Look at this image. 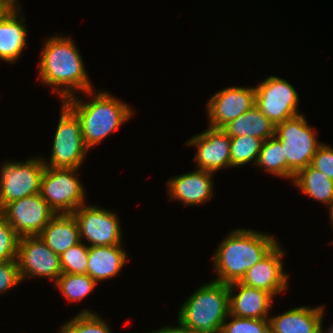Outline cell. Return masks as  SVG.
<instances>
[{"label": "cell", "mask_w": 333, "mask_h": 333, "mask_svg": "<svg viewBox=\"0 0 333 333\" xmlns=\"http://www.w3.org/2000/svg\"><path fill=\"white\" fill-rule=\"evenodd\" d=\"M17 260L0 262V294L21 283Z\"/></svg>", "instance_id": "4dcf8cb0"}, {"label": "cell", "mask_w": 333, "mask_h": 333, "mask_svg": "<svg viewBox=\"0 0 333 333\" xmlns=\"http://www.w3.org/2000/svg\"><path fill=\"white\" fill-rule=\"evenodd\" d=\"M285 252L278 243L262 260L246 271L240 283L270 293L274 298L285 292L288 277L284 271Z\"/></svg>", "instance_id": "9a60e30c"}, {"label": "cell", "mask_w": 333, "mask_h": 333, "mask_svg": "<svg viewBox=\"0 0 333 333\" xmlns=\"http://www.w3.org/2000/svg\"><path fill=\"white\" fill-rule=\"evenodd\" d=\"M0 214L21 238L39 235L56 215L40 194H34L6 204Z\"/></svg>", "instance_id": "8fae6325"}, {"label": "cell", "mask_w": 333, "mask_h": 333, "mask_svg": "<svg viewBox=\"0 0 333 333\" xmlns=\"http://www.w3.org/2000/svg\"><path fill=\"white\" fill-rule=\"evenodd\" d=\"M214 173L196 169L193 172L173 176L166 186L169 199H174L187 206L205 204L214 195ZM172 199V200H171Z\"/></svg>", "instance_id": "2e32d148"}, {"label": "cell", "mask_w": 333, "mask_h": 333, "mask_svg": "<svg viewBox=\"0 0 333 333\" xmlns=\"http://www.w3.org/2000/svg\"><path fill=\"white\" fill-rule=\"evenodd\" d=\"M231 138V168L240 167L249 162L255 166L263 140L252 136H238Z\"/></svg>", "instance_id": "4316f807"}, {"label": "cell", "mask_w": 333, "mask_h": 333, "mask_svg": "<svg viewBox=\"0 0 333 333\" xmlns=\"http://www.w3.org/2000/svg\"><path fill=\"white\" fill-rule=\"evenodd\" d=\"M77 168L45 166L39 194L55 214H72L86 204L85 188L77 177Z\"/></svg>", "instance_id": "52a82bcc"}, {"label": "cell", "mask_w": 333, "mask_h": 333, "mask_svg": "<svg viewBox=\"0 0 333 333\" xmlns=\"http://www.w3.org/2000/svg\"><path fill=\"white\" fill-rule=\"evenodd\" d=\"M59 115L50 159L42 160L50 168L79 169L89 150L84 144L80 119L64 102Z\"/></svg>", "instance_id": "8992f818"}, {"label": "cell", "mask_w": 333, "mask_h": 333, "mask_svg": "<svg viewBox=\"0 0 333 333\" xmlns=\"http://www.w3.org/2000/svg\"><path fill=\"white\" fill-rule=\"evenodd\" d=\"M275 129L276 126L256 105L223 128L230 137L252 136L263 141L274 137Z\"/></svg>", "instance_id": "7402d4cb"}, {"label": "cell", "mask_w": 333, "mask_h": 333, "mask_svg": "<svg viewBox=\"0 0 333 333\" xmlns=\"http://www.w3.org/2000/svg\"><path fill=\"white\" fill-rule=\"evenodd\" d=\"M82 94L87 97L93 96V99L84 102L76 97V93L64 103L80 119L84 144L90 150L109 134L116 132L123 123L131 119L135 111L132 106L129 107L128 104L106 91L96 92L92 89Z\"/></svg>", "instance_id": "3957f363"}, {"label": "cell", "mask_w": 333, "mask_h": 333, "mask_svg": "<svg viewBox=\"0 0 333 333\" xmlns=\"http://www.w3.org/2000/svg\"><path fill=\"white\" fill-rule=\"evenodd\" d=\"M20 6L16 2L0 19V61L8 64L16 62L26 48L28 31Z\"/></svg>", "instance_id": "ac0fdd59"}, {"label": "cell", "mask_w": 333, "mask_h": 333, "mask_svg": "<svg viewBox=\"0 0 333 333\" xmlns=\"http://www.w3.org/2000/svg\"><path fill=\"white\" fill-rule=\"evenodd\" d=\"M268 233L237 228L220 242L213 254L215 279L231 284L240 282L247 270L262 260L279 242Z\"/></svg>", "instance_id": "7a4b0ae2"}, {"label": "cell", "mask_w": 333, "mask_h": 333, "mask_svg": "<svg viewBox=\"0 0 333 333\" xmlns=\"http://www.w3.org/2000/svg\"><path fill=\"white\" fill-rule=\"evenodd\" d=\"M17 263L22 283L29 277L51 278L55 283L62 274L59 255L39 235L19 239Z\"/></svg>", "instance_id": "7c38bea8"}, {"label": "cell", "mask_w": 333, "mask_h": 333, "mask_svg": "<svg viewBox=\"0 0 333 333\" xmlns=\"http://www.w3.org/2000/svg\"><path fill=\"white\" fill-rule=\"evenodd\" d=\"M147 333H181V327L179 325L175 326H164L152 332Z\"/></svg>", "instance_id": "836d02e7"}, {"label": "cell", "mask_w": 333, "mask_h": 333, "mask_svg": "<svg viewBox=\"0 0 333 333\" xmlns=\"http://www.w3.org/2000/svg\"><path fill=\"white\" fill-rule=\"evenodd\" d=\"M18 0H0V19Z\"/></svg>", "instance_id": "d6a6232c"}, {"label": "cell", "mask_w": 333, "mask_h": 333, "mask_svg": "<svg viewBox=\"0 0 333 333\" xmlns=\"http://www.w3.org/2000/svg\"><path fill=\"white\" fill-rule=\"evenodd\" d=\"M98 283L88 274H61L55 286L65 297L66 301L79 302L90 295Z\"/></svg>", "instance_id": "d4e9b609"}, {"label": "cell", "mask_w": 333, "mask_h": 333, "mask_svg": "<svg viewBox=\"0 0 333 333\" xmlns=\"http://www.w3.org/2000/svg\"><path fill=\"white\" fill-rule=\"evenodd\" d=\"M292 184L315 201L328 206L333 202V180L310 165L294 176Z\"/></svg>", "instance_id": "603a6c76"}, {"label": "cell", "mask_w": 333, "mask_h": 333, "mask_svg": "<svg viewBox=\"0 0 333 333\" xmlns=\"http://www.w3.org/2000/svg\"><path fill=\"white\" fill-rule=\"evenodd\" d=\"M235 288L238 293L234 294ZM228 290L229 314L241 318L265 319L270 317V308H272V302L274 303V297L270 293L240 282L229 284Z\"/></svg>", "instance_id": "e0dca14e"}, {"label": "cell", "mask_w": 333, "mask_h": 333, "mask_svg": "<svg viewBox=\"0 0 333 333\" xmlns=\"http://www.w3.org/2000/svg\"><path fill=\"white\" fill-rule=\"evenodd\" d=\"M26 161V162H25ZM24 162L5 161L0 167V210L8 203L39 194L44 162L39 156Z\"/></svg>", "instance_id": "ba28073f"}, {"label": "cell", "mask_w": 333, "mask_h": 333, "mask_svg": "<svg viewBox=\"0 0 333 333\" xmlns=\"http://www.w3.org/2000/svg\"><path fill=\"white\" fill-rule=\"evenodd\" d=\"M79 225L80 240L88 246L123 245L121 224L114 211L84 204L73 213Z\"/></svg>", "instance_id": "30bf717a"}, {"label": "cell", "mask_w": 333, "mask_h": 333, "mask_svg": "<svg viewBox=\"0 0 333 333\" xmlns=\"http://www.w3.org/2000/svg\"><path fill=\"white\" fill-rule=\"evenodd\" d=\"M255 87H228L217 91L206 104L208 125L223 129L256 104Z\"/></svg>", "instance_id": "4fadbf2b"}, {"label": "cell", "mask_w": 333, "mask_h": 333, "mask_svg": "<svg viewBox=\"0 0 333 333\" xmlns=\"http://www.w3.org/2000/svg\"><path fill=\"white\" fill-rule=\"evenodd\" d=\"M327 331L325 332V330H323V325H322V327H321V333H333V325H331L329 327V329H327Z\"/></svg>", "instance_id": "d590c367"}, {"label": "cell", "mask_w": 333, "mask_h": 333, "mask_svg": "<svg viewBox=\"0 0 333 333\" xmlns=\"http://www.w3.org/2000/svg\"><path fill=\"white\" fill-rule=\"evenodd\" d=\"M275 137L283 146L287 158V179L311 164L317 148L322 144L303 114H298L276 125Z\"/></svg>", "instance_id": "5b68a950"}, {"label": "cell", "mask_w": 333, "mask_h": 333, "mask_svg": "<svg viewBox=\"0 0 333 333\" xmlns=\"http://www.w3.org/2000/svg\"><path fill=\"white\" fill-rule=\"evenodd\" d=\"M329 216H330V221H331V224H332V226L331 227H333V202L329 205Z\"/></svg>", "instance_id": "e575fe53"}, {"label": "cell", "mask_w": 333, "mask_h": 333, "mask_svg": "<svg viewBox=\"0 0 333 333\" xmlns=\"http://www.w3.org/2000/svg\"><path fill=\"white\" fill-rule=\"evenodd\" d=\"M185 146L197 148L193 159L196 169L216 173L231 168V138L223 129L208 126L204 132L188 139Z\"/></svg>", "instance_id": "5bb4252c"}, {"label": "cell", "mask_w": 333, "mask_h": 333, "mask_svg": "<svg viewBox=\"0 0 333 333\" xmlns=\"http://www.w3.org/2000/svg\"><path fill=\"white\" fill-rule=\"evenodd\" d=\"M108 322L89 309H84L65 322L58 333H113Z\"/></svg>", "instance_id": "484cf974"}, {"label": "cell", "mask_w": 333, "mask_h": 333, "mask_svg": "<svg viewBox=\"0 0 333 333\" xmlns=\"http://www.w3.org/2000/svg\"><path fill=\"white\" fill-rule=\"evenodd\" d=\"M310 166L326 174L328 178L333 180V148L322 142L317 148Z\"/></svg>", "instance_id": "1f68e13d"}, {"label": "cell", "mask_w": 333, "mask_h": 333, "mask_svg": "<svg viewBox=\"0 0 333 333\" xmlns=\"http://www.w3.org/2000/svg\"><path fill=\"white\" fill-rule=\"evenodd\" d=\"M256 106L276 126L300 112L299 94L285 79L278 76L266 77L255 87Z\"/></svg>", "instance_id": "9c48e42d"}, {"label": "cell", "mask_w": 333, "mask_h": 333, "mask_svg": "<svg viewBox=\"0 0 333 333\" xmlns=\"http://www.w3.org/2000/svg\"><path fill=\"white\" fill-rule=\"evenodd\" d=\"M227 319L231 320L227 322ZM220 333H270L269 318H241L229 314L223 322Z\"/></svg>", "instance_id": "f1b7e54d"}, {"label": "cell", "mask_w": 333, "mask_h": 333, "mask_svg": "<svg viewBox=\"0 0 333 333\" xmlns=\"http://www.w3.org/2000/svg\"><path fill=\"white\" fill-rule=\"evenodd\" d=\"M78 47L71 36L47 38L40 53L38 79L62 98L61 102L79 93L94 89Z\"/></svg>", "instance_id": "6da1fadb"}, {"label": "cell", "mask_w": 333, "mask_h": 333, "mask_svg": "<svg viewBox=\"0 0 333 333\" xmlns=\"http://www.w3.org/2000/svg\"><path fill=\"white\" fill-rule=\"evenodd\" d=\"M181 333H193V332H187V331H184V330L181 328Z\"/></svg>", "instance_id": "8d00e7d4"}, {"label": "cell", "mask_w": 333, "mask_h": 333, "mask_svg": "<svg viewBox=\"0 0 333 333\" xmlns=\"http://www.w3.org/2000/svg\"><path fill=\"white\" fill-rule=\"evenodd\" d=\"M229 315L228 285L208 282L185 300L178 312L179 326L187 332L220 333Z\"/></svg>", "instance_id": "277c9868"}, {"label": "cell", "mask_w": 333, "mask_h": 333, "mask_svg": "<svg viewBox=\"0 0 333 333\" xmlns=\"http://www.w3.org/2000/svg\"><path fill=\"white\" fill-rule=\"evenodd\" d=\"M256 166L266 173L287 179V158L284 157L281 142L275 136L263 141Z\"/></svg>", "instance_id": "cb8c5ba5"}, {"label": "cell", "mask_w": 333, "mask_h": 333, "mask_svg": "<svg viewBox=\"0 0 333 333\" xmlns=\"http://www.w3.org/2000/svg\"><path fill=\"white\" fill-rule=\"evenodd\" d=\"M39 237L59 256L81 242L79 225L73 214H56Z\"/></svg>", "instance_id": "44dd1931"}, {"label": "cell", "mask_w": 333, "mask_h": 333, "mask_svg": "<svg viewBox=\"0 0 333 333\" xmlns=\"http://www.w3.org/2000/svg\"><path fill=\"white\" fill-rule=\"evenodd\" d=\"M128 255L121 245L89 246L87 274L97 283L117 277Z\"/></svg>", "instance_id": "ffe728a7"}, {"label": "cell", "mask_w": 333, "mask_h": 333, "mask_svg": "<svg viewBox=\"0 0 333 333\" xmlns=\"http://www.w3.org/2000/svg\"><path fill=\"white\" fill-rule=\"evenodd\" d=\"M20 237L0 214V262L17 260Z\"/></svg>", "instance_id": "f546056e"}, {"label": "cell", "mask_w": 333, "mask_h": 333, "mask_svg": "<svg viewBox=\"0 0 333 333\" xmlns=\"http://www.w3.org/2000/svg\"><path fill=\"white\" fill-rule=\"evenodd\" d=\"M88 252L89 246L84 242L63 252L59 256L62 274H87Z\"/></svg>", "instance_id": "83f0119b"}, {"label": "cell", "mask_w": 333, "mask_h": 333, "mask_svg": "<svg viewBox=\"0 0 333 333\" xmlns=\"http://www.w3.org/2000/svg\"><path fill=\"white\" fill-rule=\"evenodd\" d=\"M324 306H300L269 317L270 333H321Z\"/></svg>", "instance_id": "d6986e66"}]
</instances>
